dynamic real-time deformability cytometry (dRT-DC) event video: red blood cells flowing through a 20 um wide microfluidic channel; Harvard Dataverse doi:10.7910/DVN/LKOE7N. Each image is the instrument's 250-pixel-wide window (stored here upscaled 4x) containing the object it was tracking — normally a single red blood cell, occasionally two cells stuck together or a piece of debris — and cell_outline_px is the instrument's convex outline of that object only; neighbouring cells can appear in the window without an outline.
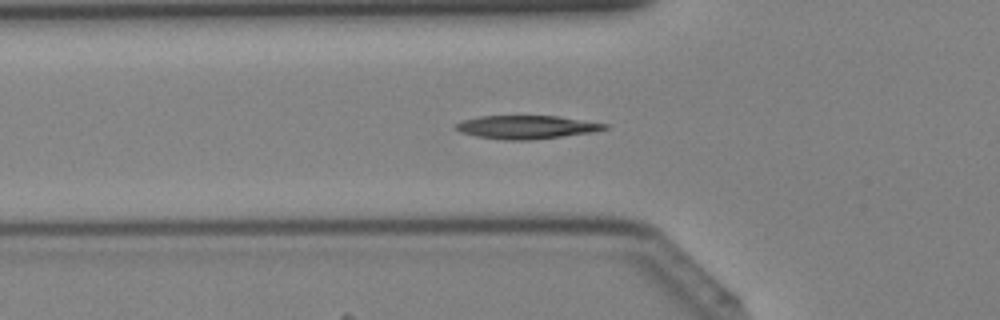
{"species": "Egyptian fruit bat (a non-hibernating species)", "species_latin": "Rousettus aegyptiacus", "temperature_condition": "cold", "stored_images_in_passage": 30, "camera_frame_rate_fps": 3000, "um_per_image_px": 0.085, "animal": {"sex": "female"}, "frame": {"image": 1, "passage_image": 3, "time_ms": 0.667, "image_size_px": [1000, 320], "cell_outline_px": [[608, 128], [592, 132], [532, 140], [504, 140], [476, 136], [460, 132], [456, 128], [456, 124], [464, 120], [480, 116], [560, 116], [608, 124]], "centroid_in_image_um": [44.77, 10.8], "position_along_channel_um": 81.0, "area_um2": 20.11}}
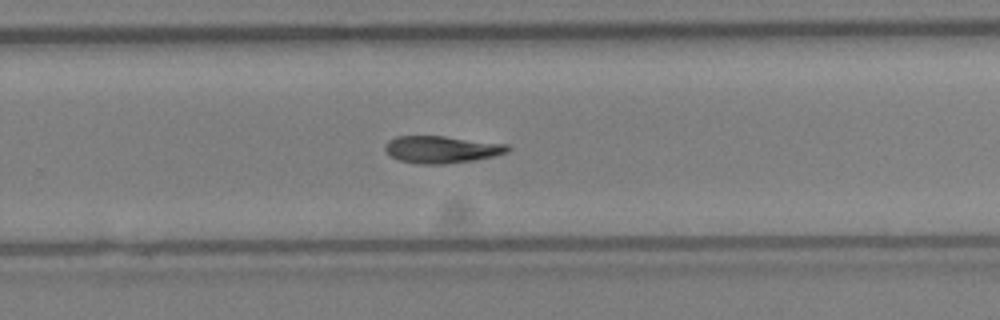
{"frame": {"image": 2, "passage_image": 16, "time_ms": 5.0, "image_size_px": [1000, 320], "cell_outline_px": [[512, 148], [508, 152], [496, 156], [476, 160], [444, 164], [424, 164], [400, 160], [392, 156], [384, 148], [384, 144], [388, 140], [396, 136], [444, 136], [508, 144]], "centroid_in_image_um": [37.59, 12.7], "position_along_channel_um": 292.2, "area_um2": 19.48}}
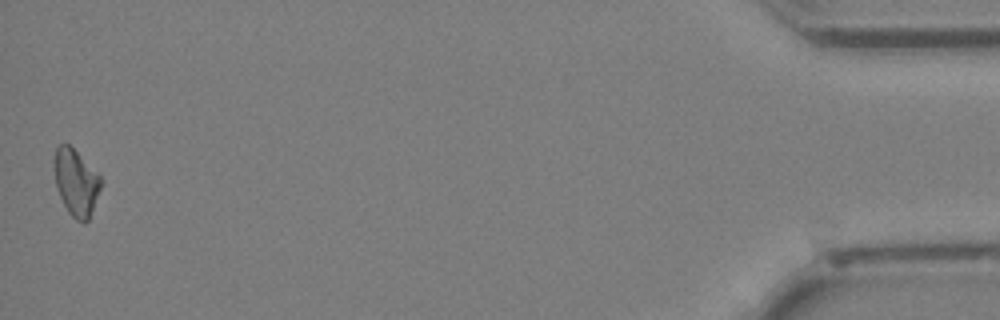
{"frame": {"image": 3, "passage_image": 30, "time_ms": 9.667, "image_size_px": [1000, 320], "cell_outline_px": [[100, 188], [88, 220], [76, 220], [68, 212], [60, 196], [56, 184], [52, 168], [52, 160], [56, 148], [60, 144], [68, 144], [100, 176]], "centroid_in_image_um": [6.4, 15.47], "position_along_channel_um": 428.8, "area_um2": 17.63}}